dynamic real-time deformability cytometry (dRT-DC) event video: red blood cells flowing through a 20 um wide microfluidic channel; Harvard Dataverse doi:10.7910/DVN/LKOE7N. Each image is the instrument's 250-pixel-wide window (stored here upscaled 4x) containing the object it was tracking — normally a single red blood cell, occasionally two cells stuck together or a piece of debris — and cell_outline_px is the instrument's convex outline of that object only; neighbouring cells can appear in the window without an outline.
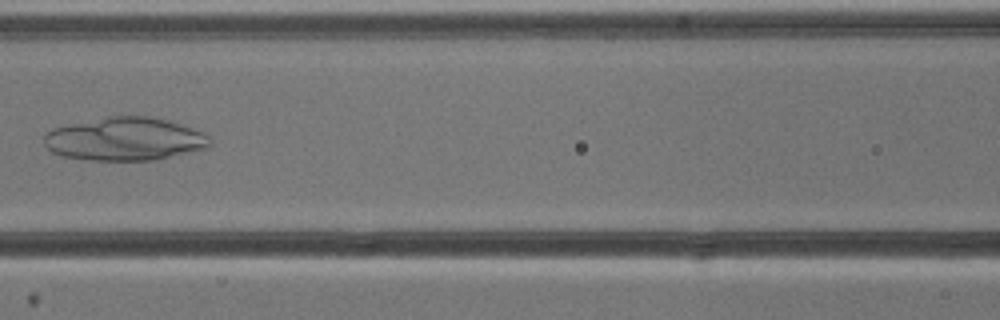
{"species": "common noctule bat (a hibernating species)", "species_latin": "Nyctalus noctula", "temperature_condition": "cold", "stored_images_in_passage": 7, "camera_frame_rate_fps": 3000, "um_per_image_px": 0.085, "animal": {"sex": "male", "body_mass_g": 13.3}, "frame": {"image": 1, "passage_image": 7, "time_ms": 7.0, "image_size_px": [1000, 320], "cell_outline_px": [[212, 144], [208, 148], [152, 160], [92, 160], [64, 156], [52, 152], [44, 144], [44, 136], [52, 128], [68, 124], [108, 116], [152, 116], [168, 120], [204, 132], [212, 140]], "centroid_in_image_um": [10.63, 11.81], "position_along_channel_um": 156.0, "area_um2": 41.73}}